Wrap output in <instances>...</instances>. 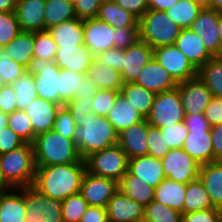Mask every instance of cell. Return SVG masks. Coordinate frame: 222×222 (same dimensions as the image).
I'll return each mask as SVG.
<instances>
[{
  "instance_id": "cell-64",
  "label": "cell",
  "mask_w": 222,
  "mask_h": 222,
  "mask_svg": "<svg viewBox=\"0 0 222 222\" xmlns=\"http://www.w3.org/2000/svg\"><path fill=\"white\" fill-rule=\"evenodd\" d=\"M98 90V87L95 86L92 80L88 76H85L81 81V86L78 92L75 94L74 99L93 98Z\"/></svg>"
},
{
  "instance_id": "cell-71",
  "label": "cell",
  "mask_w": 222,
  "mask_h": 222,
  "mask_svg": "<svg viewBox=\"0 0 222 222\" xmlns=\"http://www.w3.org/2000/svg\"><path fill=\"white\" fill-rule=\"evenodd\" d=\"M218 32H219L220 39L222 42V12H220V15H219Z\"/></svg>"
},
{
  "instance_id": "cell-47",
  "label": "cell",
  "mask_w": 222,
  "mask_h": 222,
  "mask_svg": "<svg viewBox=\"0 0 222 222\" xmlns=\"http://www.w3.org/2000/svg\"><path fill=\"white\" fill-rule=\"evenodd\" d=\"M21 32L15 12H0V47L8 45Z\"/></svg>"
},
{
  "instance_id": "cell-56",
  "label": "cell",
  "mask_w": 222,
  "mask_h": 222,
  "mask_svg": "<svg viewBox=\"0 0 222 222\" xmlns=\"http://www.w3.org/2000/svg\"><path fill=\"white\" fill-rule=\"evenodd\" d=\"M92 98L89 99H73L64 106L71 113L74 120H81L83 117H88L92 114Z\"/></svg>"
},
{
  "instance_id": "cell-60",
  "label": "cell",
  "mask_w": 222,
  "mask_h": 222,
  "mask_svg": "<svg viewBox=\"0 0 222 222\" xmlns=\"http://www.w3.org/2000/svg\"><path fill=\"white\" fill-rule=\"evenodd\" d=\"M114 2L138 19L149 9L148 0H114Z\"/></svg>"
},
{
  "instance_id": "cell-66",
  "label": "cell",
  "mask_w": 222,
  "mask_h": 222,
  "mask_svg": "<svg viewBox=\"0 0 222 222\" xmlns=\"http://www.w3.org/2000/svg\"><path fill=\"white\" fill-rule=\"evenodd\" d=\"M18 0H0V12H15Z\"/></svg>"
},
{
  "instance_id": "cell-26",
  "label": "cell",
  "mask_w": 222,
  "mask_h": 222,
  "mask_svg": "<svg viewBox=\"0 0 222 222\" xmlns=\"http://www.w3.org/2000/svg\"><path fill=\"white\" fill-rule=\"evenodd\" d=\"M182 149L200 165L213 162V146L210 130L189 131Z\"/></svg>"
},
{
  "instance_id": "cell-17",
  "label": "cell",
  "mask_w": 222,
  "mask_h": 222,
  "mask_svg": "<svg viewBox=\"0 0 222 222\" xmlns=\"http://www.w3.org/2000/svg\"><path fill=\"white\" fill-rule=\"evenodd\" d=\"M109 222H143L144 207L118 190L106 207Z\"/></svg>"
},
{
  "instance_id": "cell-68",
  "label": "cell",
  "mask_w": 222,
  "mask_h": 222,
  "mask_svg": "<svg viewBox=\"0 0 222 222\" xmlns=\"http://www.w3.org/2000/svg\"><path fill=\"white\" fill-rule=\"evenodd\" d=\"M8 126V114L0 111V133Z\"/></svg>"
},
{
  "instance_id": "cell-67",
  "label": "cell",
  "mask_w": 222,
  "mask_h": 222,
  "mask_svg": "<svg viewBox=\"0 0 222 222\" xmlns=\"http://www.w3.org/2000/svg\"><path fill=\"white\" fill-rule=\"evenodd\" d=\"M13 188L6 182L0 167V193L7 192Z\"/></svg>"
},
{
  "instance_id": "cell-65",
  "label": "cell",
  "mask_w": 222,
  "mask_h": 222,
  "mask_svg": "<svg viewBox=\"0 0 222 222\" xmlns=\"http://www.w3.org/2000/svg\"><path fill=\"white\" fill-rule=\"evenodd\" d=\"M178 1L179 0H148V7L153 10L167 11Z\"/></svg>"
},
{
  "instance_id": "cell-16",
  "label": "cell",
  "mask_w": 222,
  "mask_h": 222,
  "mask_svg": "<svg viewBox=\"0 0 222 222\" xmlns=\"http://www.w3.org/2000/svg\"><path fill=\"white\" fill-rule=\"evenodd\" d=\"M152 57L153 48L142 40L123 50V69L120 72L123 82H135L140 71Z\"/></svg>"
},
{
  "instance_id": "cell-3",
  "label": "cell",
  "mask_w": 222,
  "mask_h": 222,
  "mask_svg": "<svg viewBox=\"0 0 222 222\" xmlns=\"http://www.w3.org/2000/svg\"><path fill=\"white\" fill-rule=\"evenodd\" d=\"M33 144L36 166H52L85 162L72 139L54 130L36 135Z\"/></svg>"
},
{
  "instance_id": "cell-28",
  "label": "cell",
  "mask_w": 222,
  "mask_h": 222,
  "mask_svg": "<svg viewBox=\"0 0 222 222\" xmlns=\"http://www.w3.org/2000/svg\"><path fill=\"white\" fill-rule=\"evenodd\" d=\"M47 31L50 33L58 47L84 44L83 20L77 17L55 25Z\"/></svg>"
},
{
  "instance_id": "cell-1",
  "label": "cell",
  "mask_w": 222,
  "mask_h": 222,
  "mask_svg": "<svg viewBox=\"0 0 222 222\" xmlns=\"http://www.w3.org/2000/svg\"><path fill=\"white\" fill-rule=\"evenodd\" d=\"M36 167L33 186L45 196L63 201L80 192L85 162Z\"/></svg>"
},
{
  "instance_id": "cell-61",
  "label": "cell",
  "mask_w": 222,
  "mask_h": 222,
  "mask_svg": "<svg viewBox=\"0 0 222 222\" xmlns=\"http://www.w3.org/2000/svg\"><path fill=\"white\" fill-rule=\"evenodd\" d=\"M183 122L189 131L211 129V125L206 120L204 114L186 115Z\"/></svg>"
},
{
  "instance_id": "cell-4",
  "label": "cell",
  "mask_w": 222,
  "mask_h": 222,
  "mask_svg": "<svg viewBox=\"0 0 222 222\" xmlns=\"http://www.w3.org/2000/svg\"><path fill=\"white\" fill-rule=\"evenodd\" d=\"M0 167L6 182L12 188L33 185L36 173L34 148L32 143L0 155Z\"/></svg>"
},
{
  "instance_id": "cell-34",
  "label": "cell",
  "mask_w": 222,
  "mask_h": 222,
  "mask_svg": "<svg viewBox=\"0 0 222 222\" xmlns=\"http://www.w3.org/2000/svg\"><path fill=\"white\" fill-rule=\"evenodd\" d=\"M120 93L144 119L148 117L154 103L155 93L135 82L124 83Z\"/></svg>"
},
{
  "instance_id": "cell-30",
  "label": "cell",
  "mask_w": 222,
  "mask_h": 222,
  "mask_svg": "<svg viewBox=\"0 0 222 222\" xmlns=\"http://www.w3.org/2000/svg\"><path fill=\"white\" fill-rule=\"evenodd\" d=\"M186 184L164 180L154 190V200L183 214Z\"/></svg>"
},
{
  "instance_id": "cell-53",
  "label": "cell",
  "mask_w": 222,
  "mask_h": 222,
  "mask_svg": "<svg viewBox=\"0 0 222 222\" xmlns=\"http://www.w3.org/2000/svg\"><path fill=\"white\" fill-rule=\"evenodd\" d=\"M182 222H222V209L212 207L182 214Z\"/></svg>"
},
{
  "instance_id": "cell-40",
  "label": "cell",
  "mask_w": 222,
  "mask_h": 222,
  "mask_svg": "<svg viewBox=\"0 0 222 222\" xmlns=\"http://www.w3.org/2000/svg\"><path fill=\"white\" fill-rule=\"evenodd\" d=\"M86 74L71 70L60 69L59 71V105L64 106L72 101L78 92L81 81Z\"/></svg>"
},
{
  "instance_id": "cell-23",
  "label": "cell",
  "mask_w": 222,
  "mask_h": 222,
  "mask_svg": "<svg viewBox=\"0 0 222 222\" xmlns=\"http://www.w3.org/2000/svg\"><path fill=\"white\" fill-rule=\"evenodd\" d=\"M174 45L199 69L213 56L205 48L203 41L191 28H182Z\"/></svg>"
},
{
  "instance_id": "cell-8",
  "label": "cell",
  "mask_w": 222,
  "mask_h": 222,
  "mask_svg": "<svg viewBox=\"0 0 222 222\" xmlns=\"http://www.w3.org/2000/svg\"><path fill=\"white\" fill-rule=\"evenodd\" d=\"M59 71L54 60L33 57L26 72L34 77L38 97L59 104Z\"/></svg>"
},
{
  "instance_id": "cell-25",
  "label": "cell",
  "mask_w": 222,
  "mask_h": 222,
  "mask_svg": "<svg viewBox=\"0 0 222 222\" xmlns=\"http://www.w3.org/2000/svg\"><path fill=\"white\" fill-rule=\"evenodd\" d=\"M25 187L0 193V222H25Z\"/></svg>"
},
{
  "instance_id": "cell-57",
  "label": "cell",
  "mask_w": 222,
  "mask_h": 222,
  "mask_svg": "<svg viewBox=\"0 0 222 222\" xmlns=\"http://www.w3.org/2000/svg\"><path fill=\"white\" fill-rule=\"evenodd\" d=\"M25 142L9 127L0 133V155L22 146Z\"/></svg>"
},
{
  "instance_id": "cell-7",
  "label": "cell",
  "mask_w": 222,
  "mask_h": 222,
  "mask_svg": "<svg viewBox=\"0 0 222 222\" xmlns=\"http://www.w3.org/2000/svg\"><path fill=\"white\" fill-rule=\"evenodd\" d=\"M185 116L181 96L176 87L156 94L151 111L146 120L154 127L165 128L183 122Z\"/></svg>"
},
{
  "instance_id": "cell-27",
  "label": "cell",
  "mask_w": 222,
  "mask_h": 222,
  "mask_svg": "<svg viewBox=\"0 0 222 222\" xmlns=\"http://www.w3.org/2000/svg\"><path fill=\"white\" fill-rule=\"evenodd\" d=\"M106 118L118 134L144 120L140 113L134 109L121 93L118 94L115 104L108 112Z\"/></svg>"
},
{
  "instance_id": "cell-5",
  "label": "cell",
  "mask_w": 222,
  "mask_h": 222,
  "mask_svg": "<svg viewBox=\"0 0 222 222\" xmlns=\"http://www.w3.org/2000/svg\"><path fill=\"white\" fill-rule=\"evenodd\" d=\"M140 40L153 49L174 45L182 28L165 11L148 9L138 22Z\"/></svg>"
},
{
  "instance_id": "cell-21",
  "label": "cell",
  "mask_w": 222,
  "mask_h": 222,
  "mask_svg": "<svg viewBox=\"0 0 222 222\" xmlns=\"http://www.w3.org/2000/svg\"><path fill=\"white\" fill-rule=\"evenodd\" d=\"M45 1L46 0H18L16 16L21 31H45Z\"/></svg>"
},
{
  "instance_id": "cell-69",
  "label": "cell",
  "mask_w": 222,
  "mask_h": 222,
  "mask_svg": "<svg viewBox=\"0 0 222 222\" xmlns=\"http://www.w3.org/2000/svg\"><path fill=\"white\" fill-rule=\"evenodd\" d=\"M210 9L222 12V0H211Z\"/></svg>"
},
{
  "instance_id": "cell-13",
  "label": "cell",
  "mask_w": 222,
  "mask_h": 222,
  "mask_svg": "<svg viewBox=\"0 0 222 222\" xmlns=\"http://www.w3.org/2000/svg\"><path fill=\"white\" fill-rule=\"evenodd\" d=\"M119 190V182L85 172L80 194L89 206L106 208L109 200Z\"/></svg>"
},
{
  "instance_id": "cell-6",
  "label": "cell",
  "mask_w": 222,
  "mask_h": 222,
  "mask_svg": "<svg viewBox=\"0 0 222 222\" xmlns=\"http://www.w3.org/2000/svg\"><path fill=\"white\" fill-rule=\"evenodd\" d=\"M84 160L87 172L117 182H120L128 171V158L118 144L94 152Z\"/></svg>"
},
{
  "instance_id": "cell-39",
  "label": "cell",
  "mask_w": 222,
  "mask_h": 222,
  "mask_svg": "<svg viewBox=\"0 0 222 222\" xmlns=\"http://www.w3.org/2000/svg\"><path fill=\"white\" fill-rule=\"evenodd\" d=\"M202 9L191 0H179L165 12L181 28H190Z\"/></svg>"
},
{
  "instance_id": "cell-38",
  "label": "cell",
  "mask_w": 222,
  "mask_h": 222,
  "mask_svg": "<svg viewBox=\"0 0 222 222\" xmlns=\"http://www.w3.org/2000/svg\"><path fill=\"white\" fill-rule=\"evenodd\" d=\"M44 13L45 30L76 18L74 4L69 0H46Z\"/></svg>"
},
{
  "instance_id": "cell-11",
  "label": "cell",
  "mask_w": 222,
  "mask_h": 222,
  "mask_svg": "<svg viewBox=\"0 0 222 222\" xmlns=\"http://www.w3.org/2000/svg\"><path fill=\"white\" fill-rule=\"evenodd\" d=\"M153 56L177 83L198 75V69L175 45L155 48Z\"/></svg>"
},
{
  "instance_id": "cell-52",
  "label": "cell",
  "mask_w": 222,
  "mask_h": 222,
  "mask_svg": "<svg viewBox=\"0 0 222 222\" xmlns=\"http://www.w3.org/2000/svg\"><path fill=\"white\" fill-rule=\"evenodd\" d=\"M114 34V48L125 50L140 40L139 27H114Z\"/></svg>"
},
{
  "instance_id": "cell-48",
  "label": "cell",
  "mask_w": 222,
  "mask_h": 222,
  "mask_svg": "<svg viewBox=\"0 0 222 222\" xmlns=\"http://www.w3.org/2000/svg\"><path fill=\"white\" fill-rule=\"evenodd\" d=\"M120 92L114 90H98L92 98V114L106 117L115 104V100Z\"/></svg>"
},
{
  "instance_id": "cell-20",
  "label": "cell",
  "mask_w": 222,
  "mask_h": 222,
  "mask_svg": "<svg viewBox=\"0 0 222 222\" xmlns=\"http://www.w3.org/2000/svg\"><path fill=\"white\" fill-rule=\"evenodd\" d=\"M147 133L148 121L144 119L118 134V145L128 160L148 155Z\"/></svg>"
},
{
  "instance_id": "cell-36",
  "label": "cell",
  "mask_w": 222,
  "mask_h": 222,
  "mask_svg": "<svg viewBox=\"0 0 222 222\" xmlns=\"http://www.w3.org/2000/svg\"><path fill=\"white\" fill-rule=\"evenodd\" d=\"M198 76L212 93L213 97L222 99V56H214L199 69Z\"/></svg>"
},
{
  "instance_id": "cell-54",
  "label": "cell",
  "mask_w": 222,
  "mask_h": 222,
  "mask_svg": "<svg viewBox=\"0 0 222 222\" xmlns=\"http://www.w3.org/2000/svg\"><path fill=\"white\" fill-rule=\"evenodd\" d=\"M95 59L102 65H106L119 72L123 69V49L111 48L100 52Z\"/></svg>"
},
{
  "instance_id": "cell-41",
  "label": "cell",
  "mask_w": 222,
  "mask_h": 222,
  "mask_svg": "<svg viewBox=\"0 0 222 222\" xmlns=\"http://www.w3.org/2000/svg\"><path fill=\"white\" fill-rule=\"evenodd\" d=\"M16 94V110L25 111L27 106L38 97L34 77L25 72L12 85Z\"/></svg>"
},
{
  "instance_id": "cell-73",
  "label": "cell",
  "mask_w": 222,
  "mask_h": 222,
  "mask_svg": "<svg viewBox=\"0 0 222 222\" xmlns=\"http://www.w3.org/2000/svg\"><path fill=\"white\" fill-rule=\"evenodd\" d=\"M69 1H70L71 3H73V4L76 2V0H69Z\"/></svg>"
},
{
  "instance_id": "cell-24",
  "label": "cell",
  "mask_w": 222,
  "mask_h": 222,
  "mask_svg": "<svg viewBox=\"0 0 222 222\" xmlns=\"http://www.w3.org/2000/svg\"><path fill=\"white\" fill-rule=\"evenodd\" d=\"M128 171L153 188H156L166 178L161 159L150 155L129 159Z\"/></svg>"
},
{
  "instance_id": "cell-63",
  "label": "cell",
  "mask_w": 222,
  "mask_h": 222,
  "mask_svg": "<svg viewBox=\"0 0 222 222\" xmlns=\"http://www.w3.org/2000/svg\"><path fill=\"white\" fill-rule=\"evenodd\" d=\"M80 222H109L107 209L97 206H89L81 217Z\"/></svg>"
},
{
  "instance_id": "cell-18",
  "label": "cell",
  "mask_w": 222,
  "mask_h": 222,
  "mask_svg": "<svg viewBox=\"0 0 222 222\" xmlns=\"http://www.w3.org/2000/svg\"><path fill=\"white\" fill-rule=\"evenodd\" d=\"M136 84L157 94L177 87V82L153 56L138 75Z\"/></svg>"
},
{
  "instance_id": "cell-9",
  "label": "cell",
  "mask_w": 222,
  "mask_h": 222,
  "mask_svg": "<svg viewBox=\"0 0 222 222\" xmlns=\"http://www.w3.org/2000/svg\"><path fill=\"white\" fill-rule=\"evenodd\" d=\"M61 202L45 196L33 185L25 187V222H63Z\"/></svg>"
},
{
  "instance_id": "cell-62",
  "label": "cell",
  "mask_w": 222,
  "mask_h": 222,
  "mask_svg": "<svg viewBox=\"0 0 222 222\" xmlns=\"http://www.w3.org/2000/svg\"><path fill=\"white\" fill-rule=\"evenodd\" d=\"M210 131L213 146V162L222 161V123L212 126Z\"/></svg>"
},
{
  "instance_id": "cell-58",
  "label": "cell",
  "mask_w": 222,
  "mask_h": 222,
  "mask_svg": "<svg viewBox=\"0 0 222 222\" xmlns=\"http://www.w3.org/2000/svg\"><path fill=\"white\" fill-rule=\"evenodd\" d=\"M16 94L11 85L5 84L0 92V111L10 114L16 110Z\"/></svg>"
},
{
  "instance_id": "cell-49",
  "label": "cell",
  "mask_w": 222,
  "mask_h": 222,
  "mask_svg": "<svg viewBox=\"0 0 222 222\" xmlns=\"http://www.w3.org/2000/svg\"><path fill=\"white\" fill-rule=\"evenodd\" d=\"M148 155L158 159L165 157L171 150L166 144L164 137L160 132V128L154 127L148 123L147 133Z\"/></svg>"
},
{
  "instance_id": "cell-31",
  "label": "cell",
  "mask_w": 222,
  "mask_h": 222,
  "mask_svg": "<svg viewBox=\"0 0 222 222\" xmlns=\"http://www.w3.org/2000/svg\"><path fill=\"white\" fill-rule=\"evenodd\" d=\"M88 76L99 90H114L121 92L123 80L121 73L109 66L102 65L96 59L87 70Z\"/></svg>"
},
{
  "instance_id": "cell-42",
  "label": "cell",
  "mask_w": 222,
  "mask_h": 222,
  "mask_svg": "<svg viewBox=\"0 0 222 222\" xmlns=\"http://www.w3.org/2000/svg\"><path fill=\"white\" fill-rule=\"evenodd\" d=\"M143 222H182V213L153 200L144 207Z\"/></svg>"
},
{
  "instance_id": "cell-37",
  "label": "cell",
  "mask_w": 222,
  "mask_h": 222,
  "mask_svg": "<svg viewBox=\"0 0 222 222\" xmlns=\"http://www.w3.org/2000/svg\"><path fill=\"white\" fill-rule=\"evenodd\" d=\"M5 48L11 59L26 68L34 57V33L21 31Z\"/></svg>"
},
{
  "instance_id": "cell-44",
  "label": "cell",
  "mask_w": 222,
  "mask_h": 222,
  "mask_svg": "<svg viewBox=\"0 0 222 222\" xmlns=\"http://www.w3.org/2000/svg\"><path fill=\"white\" fill-rule=\"evenodd\" d=\"M88 207V203L80 193L70 195L61 202L63 222H80Z\"/></svg>"
},
{
  "instance_id": "cell-33",
  "label": "cell",
  "mask_w": 222,
  "mask_h": 222,
  "mask_svg": "<svg viewBox=\"0 0 222 222\" xmlns=\"http://www.w3.org/2000/svg\"><path fill=\"white\" fill-rule=\"evenodd\" d=\"M119 190L126 196H129L143 207H146L154 200L155 188L148 185L138 176L132 175L129 171L123 176L119 182Z\"/></svg>"
},
{
  "instance_id": "cell-2",
  "label": "cell",
  "mask_w": 222,
  "mask_h": 222,
  "mask_svg": "<svg viewBox=\"0 0 222 222\" xmlns=\"http://www.w3.org/2000/svg\"><path fill=\"white\" fill-rule=\"evenodd\" d=\"M74 121L77 128L73 141L82 159L118 144V133L106 117L90 114Z\"/></svg>"
},
{
  "instance_id": "cell-32",
  "label": "cell",
  "mask_w": 222,
  "mask_h": 222,
  "mask_svg": "<svg viewBox=\"0 0 222 222\" xmlns=\"http://www.w3.org/2000/svg\"><path fill=\"white\" fill-rule=\"evenodd\" d=\"M97 18L115 28L139 27V19L114 1L102 2Z\"/></svg>"
},
{
  "instance_id": "cell-19",
  "label": "cell",
  "mask_w": 222,
  "mask_h": 222,
  "mask_svg": "<svg viewBox=\"0 0 222 222\" xmlns=\"http://www.w3.org/2000/svg\"><path fill=\"white\" fill-rule=\"evenodd\" d=\"M94 59L95 55L85 44H81L58 47L54 61L60 69L86 74Z\"/></svg>"
},
{
  "instance_id": "cell-12",
  "label": "cell",
  "mask_w": 222,
  "mask_h": 222,
  "mask_svg": "<svg viewBox=\"0 0 222 222\" xmlns=\"http://www.w3.org/2000/svg\"><path fill=\"white\" fill-rule=\"evenodd\" d=\"M220 11L203 8L190 27L203 41L207 51L214 56H222V42L218 32Z\"/></svg>"
},
{
  "instance_id": "cell-35",
  "label": "cell",
  "mask_w": 222,
  "mask_h": 222,
  "mask_svg": "<svg viewBox=\"0 0 222 222\" xmlns=\"http://www.w3.org/2000/svg\"><path fill=\"white\" fill-rule=\"evenodd\" d=\"M212 207L213 203L200 178L186 184L183 214Z\"/></svg>"
},
{
  "instance_id": "cell-43",
  "label": "cell",
  "mask_w": 222,
  "mask_h": 222,
  "mask_svg": "<svg viewBox=\"0 0 222 222\" xmlns=\"http://www.w3.org/2000/svg\"><path fill=\"white\" fill-rule=\"evenodd\" d=\"M24 142L33 143L36 134L33 131L31 120L25 111L15 110L8 114V126Z\"/></svg>"
},
{
  "instance_id": "cell-46",
  "label": "cell",
  "mask_w": 222,
  "mask_h": 222,
  "mask_svg": "<svg viewBox=\"0 0 222 222\" xmlns=\"http://www.w3.org/2000/svg\"><path fill=\"white\" fill-rule=\"evenodd\" d=\"M58 46L51 37L50 33L45 31L34 32V57L43 60H54Z\"/></svg>"
},
{
  "instance_id": "cell-10",
  "label": "cell",
  "mask_w": 222,
  "mask_h": 222,
  "mask_svg": "<svg viewBox=\"0 0 222 222\" xmlns=\"http://www.w3.org/2000/svg\"><path fill=\"white\" fill-rule=\"evenodd\" d=\"M161 162L165 177L173 181L187 184L199 178L201 165L182 148L171 149Z\"/></svg>"
},
{
  "instance_id": "cell-14",
  "label": "cell",
  "mask_w": 222,
  "mask_h": 222,
  "mask_svg": "<svg viewBox=\"0 0 222 222\" xmlns=\"http://www.w3.org/2000/svg\"><path fill=\"white\" fill-rule=\"evenodd\" d=\"M177 88L186 115L204 114L213 96L204 81L198 75L179 82Z\"/></svg>"
},
{
  "instance_id": "cell-70",
  "label": "cell",
  "mask_w": 222,
  "mask_h": 222,
  "mask_svg": "<svg viewBox=\"0 0 222 222\" xmlns=\"http://www.w3.org/2000/svg\"><path fill=\"white\" fill-rule=\"evenodd\" d=\"M191 1L198 4L201 8H209L210 9V1L211 0H191Z\"/></svg>"
},
{
  "instance_id": "cell-59",
  "label": "cell",
  "mask_w": 222,
  "mask_h": 222,
  "mask_svg": "<svg viewBox=\"0 0 222 222\" xmlns=\"http://www.w3.org/2000/svg\"><path fill=\"white\" fill-rule=\"evenodd\" d=\"M204 115L211 127L222 123V99L212 97L205 109Z\"/></svg>"
},
{
  "instance_id": "cell-50",
  "label": "cell",
  "mask_w": 222,
  "mask_h": 222,
  "mask_svg": "<svg viewBox=\"0 0 222 222\" xmlns=\"http://www.w3.org/2000/svg\"><path fill=\"white\" fill-rule=\"evenodd\" d=\"M160 132L170 149L182 148L184 141L189 134V130L185 126L184 122L160 128Z\"/></svg>"
},
{
  "instance_id": "cell-55",
  "label": "cell",
  "mask_w": 222,
  "mask_h": 222,
  "mask_svg": "<svg viewBox=\"0 0 222 222\" xmlns=\"http://www.w3.org/2000/svg\"><path fill=\"white\" fill-rule=\"evenodd\" d=\"M102 0H76L74 3L75 15L79 19L96 18Z\"/></svg>"
},
{
  "instance_id": "cell-29",
  "label": "cell",
  "mask_w": 222,
  "mask_h": 222,
  "mask_svg": "<svg viewBox=\"0 0 222 222\" xmlns=\"http://www.w3.org/2000/svg\"><path fill=\"white\" fill-rule=\"evenodd\" d=\"M199 178L203 182L213 206L222 209V161L201 165Z\"/></svg>"
},
{
  "instance_id": "cell-22",
  "label": "cell",
  "mask_w": 222,
  "mask_h": 222,
  "mask_svg": "<svg viewBox=\"0 0 222 222\" xmlns=\"http://www.w3.org/2000/svg\"><path fill=\"white\" fill-rule=\"evenodd\" d=\"M60 107L61 105L40 97L35 98L27 106L25 112L31 120L33 131L36 135L53 128Z\"/></svg>"
},
{
  "instance_id": "cell-72",
  "label": "cell",
  "mask_w": 222,
  "mask_h": 222,
  "mask_svg": "<svg viewBox=\"0 0 222 222\" xmlns=\"http://www.w3.org/2000/svg\"><path fill=\"white\" fill-rule=\"evenodd\" d=\"M4 85H5V84L3 83V81H2L1 78H0V92H1V90H2V88H3Z\"/></svg>"
},
{
  "instance_id": "cell-51",
  "label": "cell",
  "mask_w": 222,
  "mask_h": 222,
  "mask_svg": "<svg viewBox=\"0 0 222 222\" xmlns=\"http://www.w3.org/2000/svg\"><path fill=\"white\" fill-rule=\"evenodd\" d=\"M77 126L71 116V113L65 106H61L57 112L55 122L52 130L61 134L64 138L72 139L76 131Z\"/></svg>"
},
{
  "instance_id": "cell-74",
  "label": "cell",
  "mask_w": 222,
  "mask_h": 222,
  "mask_svg": "<svg viewBox=\"0 0 222 222\" xmlns=\"http://www.w3.org/2000/svg\"><path fill=\"white\" fill-rule=\"evenodd\" d=\"M108 1H114V0H102V2H108Z\"/></svg>"
},
{
  "instance_id": "cell-15",
  "label": "cell",
  "mask_w": 222,
  "mask_h": 222,
  "mask_svg": "<svg viewBox=\"0 0 222 222\" xmlns=\"http://www.w3.org/2000/svg\"><path fill=\"white\" fill-rule=\"evenodd\" d=\"M114 27L96 18L83 20L84 44L96 56L114 48Z\"/></svg>"
},
{
  "instance_id": "cell-45",
  "label": "cell",
  "mask_w": 222,
  "mask_h": 222,
  "mask_svg": "<svg viewBox=\"0 0 222 222\" xmlns=\"http://www.w3.org/2000/svg\"><path fill=\"white\" fill-rule=\"evenodd\" d=\"M26 72V68L11 59L10 53L3 46L0 47V78L4 84L12 85Z\"/></svg>"
}]
</instances>
